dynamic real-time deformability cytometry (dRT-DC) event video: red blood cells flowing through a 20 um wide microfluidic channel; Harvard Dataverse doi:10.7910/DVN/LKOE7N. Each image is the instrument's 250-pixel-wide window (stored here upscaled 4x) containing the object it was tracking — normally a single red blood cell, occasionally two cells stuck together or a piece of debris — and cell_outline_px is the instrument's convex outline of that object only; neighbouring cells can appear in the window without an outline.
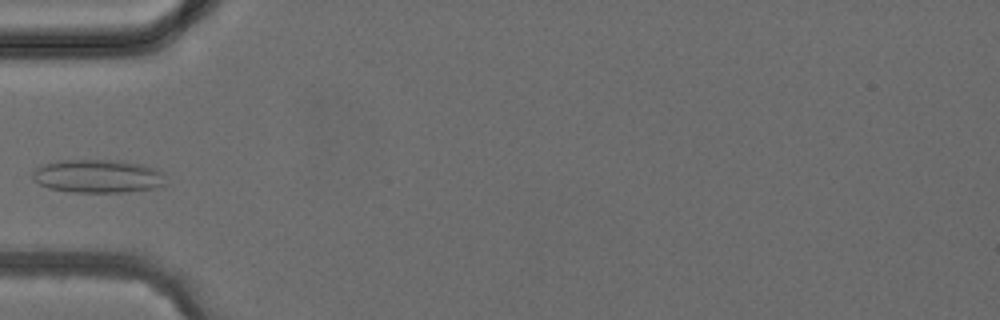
{"species": "common noctule bat (a hibernating species)", "species_latin": "Nyctalus noctula", "temperature_condition": "cold", "stored_images_in_passage": 2, "camera_frame_rate_fps": 3000, "um_per_image_px": 0.085, "animal": {"sex": "female", "body_mass_g": 24.6, "forearm_length_mm": 56.2}, "frame": {"image": 1, "passage_image": 2, "time_ms": 1.333, "image_size_px": [1000, 320], "cell_outline_px": [[164, 184], [156, 188], [124, 192], [72, 192], [48, 188], [40, 184], [32, 176], [32, 172], [40, 164], [56, 160], [120, 160], [140, 164], [156, 168], [164, 172]], "centroid_in_image_um": [8.31, 14.96], "position_along_channel_um": 76.7, "area_um2": 26.07}}